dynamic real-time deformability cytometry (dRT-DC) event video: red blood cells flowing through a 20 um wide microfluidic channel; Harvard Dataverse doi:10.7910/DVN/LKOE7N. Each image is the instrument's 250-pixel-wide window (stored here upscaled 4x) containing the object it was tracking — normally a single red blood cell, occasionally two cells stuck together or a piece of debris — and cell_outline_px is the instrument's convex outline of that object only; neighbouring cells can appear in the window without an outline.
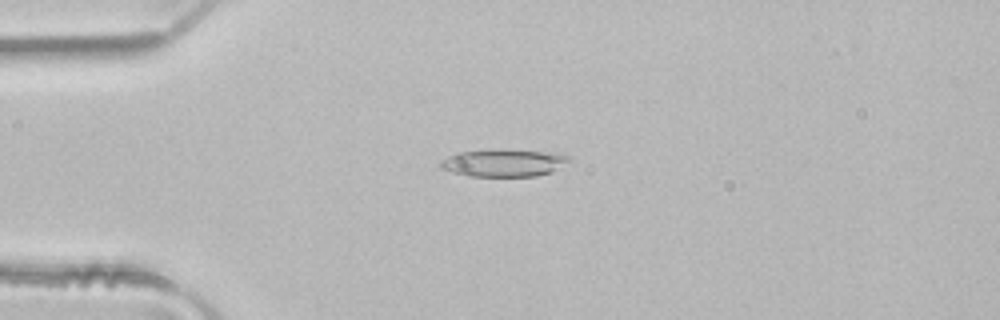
{"species": "common noctule bat (a hibernating species)", "species_latin": "Nyctalus noctula", "temperature_condition": "room temperature", "stored_images_in_passage": 3, "camera_frame_rate_fps": 3000, "um_per_image_px": 0.085, "animal": {"sex": "male", "body_mass_g": 21.5, "forearm_length_mm": 52.0}, "frame": {"image": 1, "passage_image": 2, "time_ms": 0.333, "image_size_px": [1000, 320], "cell_outline_px": [[572, 160], [552, 172], [536, 176], [468, 176], [452, 172], [440, 168], [440, 160], [448, 156], [460, 152], [492, 148], [500, 148], [544, 152], [572, 156]], "centroid_in_image_um": [42.8, 13.83], "position_along_channel_um": 42.2, "area_um2": 20.87}}